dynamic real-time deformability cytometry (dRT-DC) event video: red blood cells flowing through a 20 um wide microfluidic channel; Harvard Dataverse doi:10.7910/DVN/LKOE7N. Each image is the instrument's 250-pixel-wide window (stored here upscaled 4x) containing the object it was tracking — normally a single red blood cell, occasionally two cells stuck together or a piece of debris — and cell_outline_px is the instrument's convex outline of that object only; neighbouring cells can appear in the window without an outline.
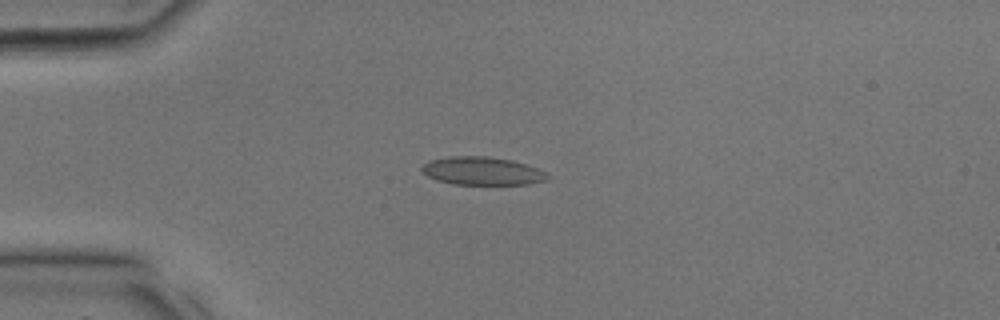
{"species": "common noctule bat (a hibernating species)", "species_latin": "Nyctalus noctula", "temperature_condition": "room temperature", "stored_images_in_passage": 31, "camera_frame_rate_fps": 3000, "um_per_image_px": 0.085, "animal": {"sex": "male", "body_mass_g": 17.9, "forearm_length_mm": 54.2}, "frame": {"image": 1, "passage_image": 8, "time_ms": 2.333, "image_size_px": [1000, 320], "cell_outline_px": [[548, 180], [528, 184], [452, 184], [436, 180], [428, 176], [420, 168], [428, 160], [448, 156], [484, 156], [512, 160], [536, 168], [544, 172], [548, 176]], "centroid_in_image_um": [40.94, 14.53], "position_along_channel_um": 44.1, "area_um2": 20.46}}
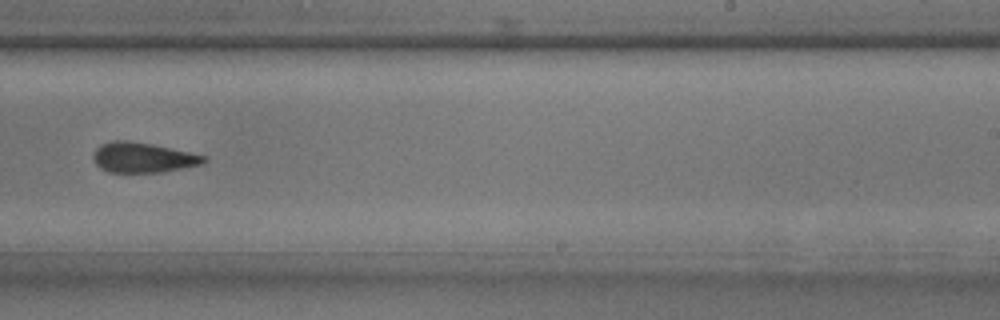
{"frame": {"image": 2, "passage_image": 20, "time_ms": 6.333, "image_size_px": [1000, 320], "cell_outline_px": [[208, 160], [204, 164], [160, 172], [108, 172], [100, 168], [92, 160], [92, 156], [96, 148], [100, 144], [112, 140], [128, 140], [152, 144], [208, 156]], "centroid_in_image_um": [12.14, 13.38], "position_along_channel_um": 276.9, "area_um2": 19.59}}
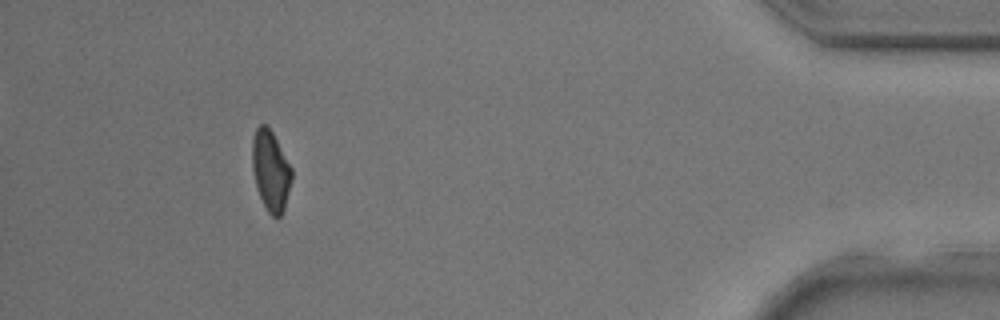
{"frame": {"image": 3, "passage_image": 29, "time_ms": 9.333, "image_size_px": [1000, 320], "cell_outline_px": [[292, 180], [284, 208], [280, 216], [272, 216], [268, 212], [256, 188], [252, 168], [252, 140], [256, 128], [260, 124], [268, 124], [292, 168]], "centroid_in_image_um": [23.0, 14.47], "position_along_channel_um": 412.2, "area_um2": 18.5}}